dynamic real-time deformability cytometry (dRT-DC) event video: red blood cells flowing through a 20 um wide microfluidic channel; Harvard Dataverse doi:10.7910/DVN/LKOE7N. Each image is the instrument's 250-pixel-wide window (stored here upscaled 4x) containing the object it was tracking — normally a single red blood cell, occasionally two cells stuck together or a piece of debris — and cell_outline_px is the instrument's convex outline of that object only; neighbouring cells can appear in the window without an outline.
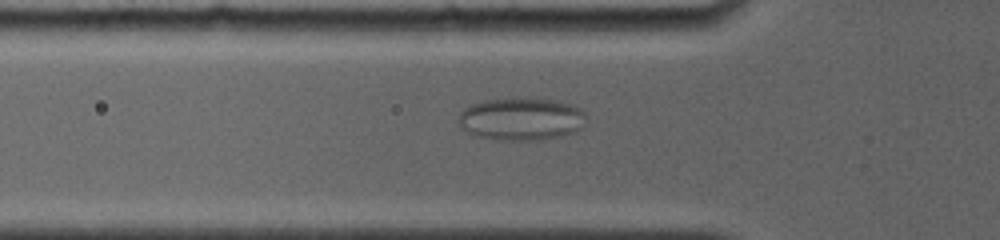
{"species": "common noctule bat (a hibernating species)", "species_latin": "Nyctalus noctula", "temperature_condition": "room temperature", "stored_images_in_passage": 69, "camera_frame_rate_fps": 4000, "um_per_image_px": 0.085, "animal": {"sex": "female", "body_mass_g": 19.0, "forearm_length_mm": 56.7}, "frame": {"image": 1, "passage_image": 22, "time_ms": 5.5, "image_size_px": [1000, 240], "cell_outline_px": [[584, 116], [580, 128], [576, 132], [544, 140], [504, 140], [476, 136], [460, 128], [456, 124], [456, 120], [460, 112], [464, 108], [472, 104], [484, 100], [524, 96], [528, 96], [560, 100], [572, 104], [580, 108], [584, 112]], "centroid_in_image_um": [44.27, 10.08], "position_along_channel_um": 81.5, "area_um2": 32.6}}
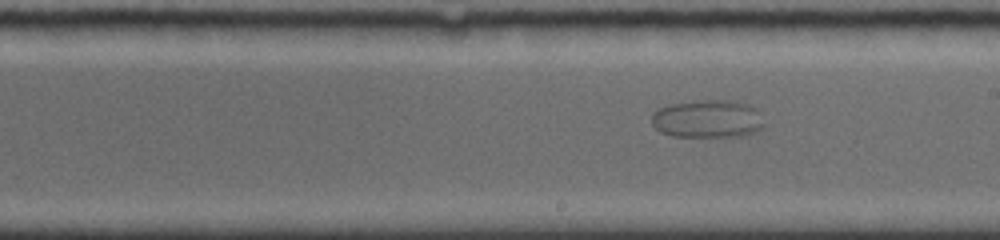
{"frame": {"image": 2, "passage_image": 39, "time_ms": 9.75, "image_size_px": [1000, 240], "cell_outline_px": [[764, 124], [756, 132], [740, 136], [672, 136], [660, 132], [652, 124], [652, 112], [660, 108], [672, 104], [704, 100], [732, 100], [748, 104], [756, 108]], "centroid_in_image_um": [60.14, 10.1], "position_along_channel_um": 228.9, "area_um2": 24.74}}
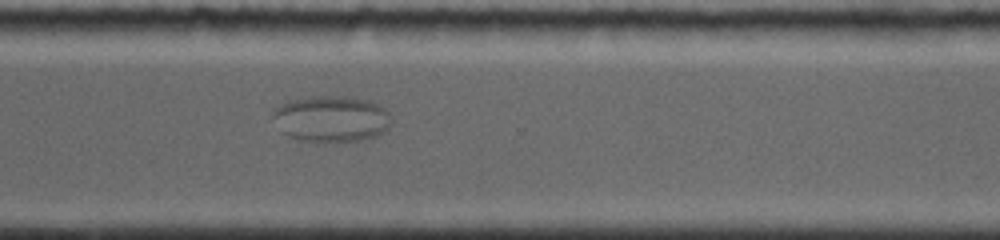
{"frame": {"image": 3, "passage_image": 53, "time_ms": 13.0, "image_size_px": [1000, 240], "cell_outline_px": [[392, 124], [388, 128], [376, 136], [360, 140], [316, 144], [300, 140], [288, 136], [284, 132], [272, 116], [272, 112], [280, 104], [292, 100], [312, 96], [344, 96], [368, 100], [384, 108], [388, 112], [392, 120]], "centroid_in_image_um": [28.18, 10.12], "position_along_channel_um": 342.4, "area_um2": 32.19}}